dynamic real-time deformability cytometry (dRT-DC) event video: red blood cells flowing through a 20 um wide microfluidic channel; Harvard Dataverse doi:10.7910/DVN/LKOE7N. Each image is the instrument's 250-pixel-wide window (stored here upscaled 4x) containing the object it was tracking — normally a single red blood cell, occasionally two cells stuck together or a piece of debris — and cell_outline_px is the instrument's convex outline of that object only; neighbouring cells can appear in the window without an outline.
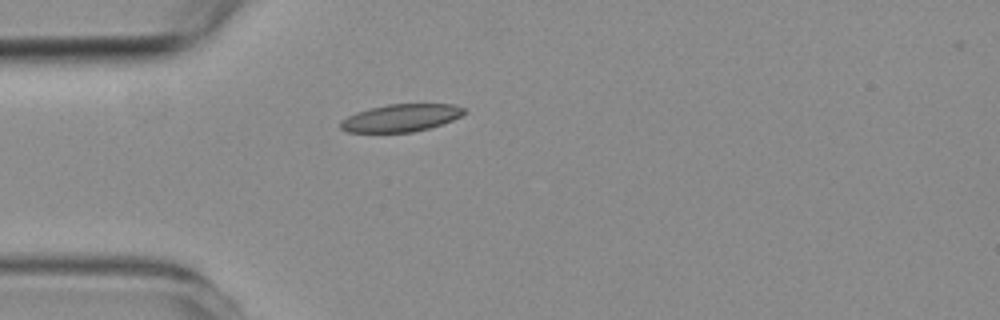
{"species": "common noctule bat (a hibernating species)", "species_latin": "Nyctalus noctula", "temperature_condition": "room temperature", "stored_images_in_passage": 4, "camera_frame_rate_fps": 3000, "um_per_image_px": 0.085, "animal": {"sex": "female", "body_mass_g": 19.3, "forearm_length_mm": 54.1}, "frame": {"image": 1, "passage_image": 4, "time_ms": 6.667, "image_size_px": [1000, 320], "cell_outline_px": [[468, 112], [452, 120], [428, 128], [412, 132], [348, 132], [340, 128], [340, 120], [356, 112], [388, 104], [456, 104], [464, 108]], "centroid_in_image_um": [34.09, 10.01], "position_along_channel_um": 50.9, "area_um2": 19.71}}